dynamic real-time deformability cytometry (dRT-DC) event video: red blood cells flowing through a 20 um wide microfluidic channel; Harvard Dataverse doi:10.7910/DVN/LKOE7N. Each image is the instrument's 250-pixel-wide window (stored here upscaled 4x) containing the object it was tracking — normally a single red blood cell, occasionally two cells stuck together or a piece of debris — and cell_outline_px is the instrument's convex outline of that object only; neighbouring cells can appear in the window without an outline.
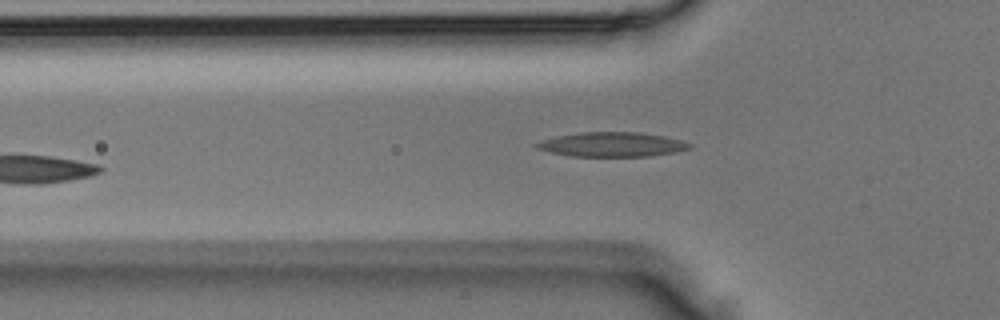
{"species": "Egyptian fruit bat (a non-hibernating species)", "species_latin": "Rousettus aegyptiacus", "temperature_condition": "room temperature", "stored_images_in_passage": 3, "camera_frame_rate_fps": 3000, "um_per_image_px": 0.085, "animal": {"sex": "male"}, "frame": {"image": 1, "passage_image": 3, "time_ms": 0.667, "image_size_px": [1000, 320], "cell_outline_px": [[692, 148], [676, 152], [648, 156], [572, 156], [552, 152], [536, 148], [532, 144], [540, 140], [556, 136], [580, 132], [640, 132], [664, 136], [680, 140], [692, 144]], "centroid_in_image_um": [52.01, 12.27], "position_along_channel_um": 73.8, "area_um2": 21.85}}